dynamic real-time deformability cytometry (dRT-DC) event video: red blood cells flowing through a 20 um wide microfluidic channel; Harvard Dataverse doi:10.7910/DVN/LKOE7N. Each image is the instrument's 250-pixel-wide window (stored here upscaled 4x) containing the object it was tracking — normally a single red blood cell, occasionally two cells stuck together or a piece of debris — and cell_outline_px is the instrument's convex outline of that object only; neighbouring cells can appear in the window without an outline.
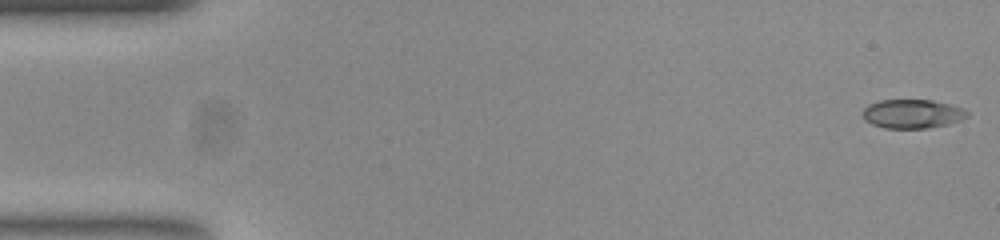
{"species": "common noctule bat (a hibernating species)", "species_latin": "Nyctalus noctula", "temperature_condition": "room temperature", "stored_images_in_passage": 52, "camera_frame_rate_fps": 3000, "um_per_image_px": 0.085, "animal": {"sex": "female", "body_mass_g": 23.0, "forearm_length_mm": 53.4}, "frame": {"image": 1, "passage_image": 1, "time_ms": 0.0, "image_size_px": [1000, 240], "cell_outline_px": [[968, 116], [960, 120], [948, 124], [928, 128], [884, 128], [872, 124], [864, 120], [860, 112], [868, 104], [880, 100], [932, 100], [964, 108], [968, 112]], "centroid_in_image_um": [77.51, 9.67], "position_along_channel_um": 7.5, "area_um2": 17.74}}
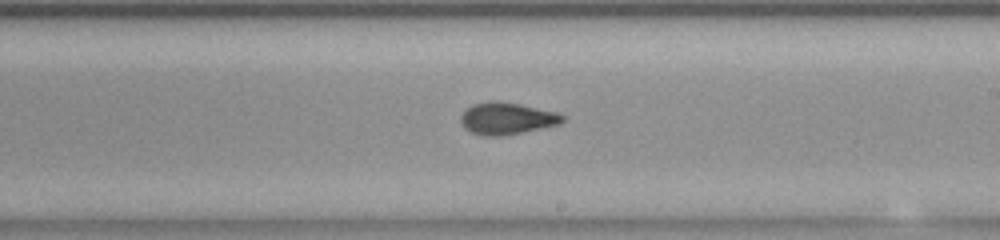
{"frame": {"image": 2, "passage_image": 30, "time_ms": 9.667, "image_size_px": [1000, 240], "cell_outline_px": [[568, 116], [560, 124], [500, 136], [484, 136], [472, 132], [464, 128], [460, 120], [460, 116], [464, 108], [472, 104], [488, 100], [496, 100], [520, 104], [560, 112]], "centroid_in_image_um": [43.08, 10.04], "position_along_channel_um": 245.9, "area_um2": 19.31}}
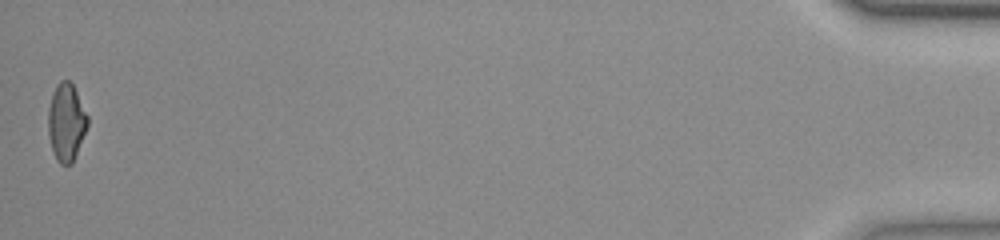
{"frame": {"image": 3, "passage_image": 52, "time_ms": 17.0, "image_size_px": [1000, 240], "cell_outline_px": [[88, 124], [72, 164], [60, 164], [56, 160], [48, 136], [48, 108], [56, 84], [60, 80], [68, 80], [72, 84], [88, 116]], "centroid_in_image_um": [5.62, 10.39], "position_along_channel_um": 429.6, "area_um2": 17.63}, "authors_computed_cell_mechanics": {"area_um2": 18.2937, "velocity_mm_per_s": 3.8766, "shape_relaxation_time_tau1_ms": 4.5266, "shape_relaxation_time_tau2_ms": 2.1744, "deformation_change_tau1": 0.1521, "deformation_change_tau2": 0.092}}